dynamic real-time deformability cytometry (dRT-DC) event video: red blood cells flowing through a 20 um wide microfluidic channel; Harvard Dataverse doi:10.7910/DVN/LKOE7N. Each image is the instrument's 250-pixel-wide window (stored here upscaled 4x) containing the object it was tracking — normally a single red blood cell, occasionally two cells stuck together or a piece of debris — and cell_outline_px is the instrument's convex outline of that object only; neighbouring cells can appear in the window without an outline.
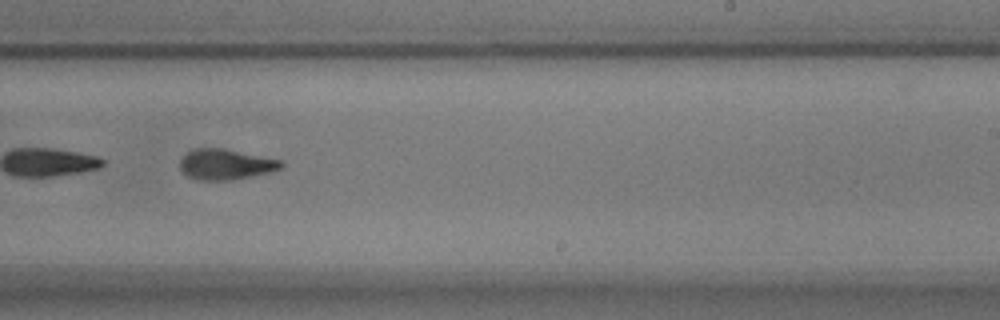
{"species": "common noctule bat (a hibernating species)", "species_latin": "Nyctalus noctula", "temperature_condition": "warm", "stored_images_in_passage": 37, "camera_frame_rate_fps": 3000, "um_per_image_px": 0.085, "animal": {"sex": "male", "body_mass_g": 17.9}, "frame": {"image": 1, "passage_image": 21, "time_ms": 6.667, "image_size_px": [1000, 320], "cell_outline_px": [[284, 164], [280, 168], [272, 172], [232, 180], [196, 180], [188, 176], [180, 168], [180, 160], [188, 152], [196, 148], [224, 148], [284, 160]], "centroid_in_image_um": [19.23, 13.97], "position_along_channel_um": 269.8, "area_um2": 18.15}, "authors_computed_cell_mechanics": {"area_um2": 18.3804, "velocity_mm_per_s": 3.7802, "shape_relaxation_time_tau1_ms": 4.4237, "shape_relaxation_time_tau2_ms": 1.8616, "deformation_change_tau1": 0.1704, "deformation_change_tau2": 0.0706}}